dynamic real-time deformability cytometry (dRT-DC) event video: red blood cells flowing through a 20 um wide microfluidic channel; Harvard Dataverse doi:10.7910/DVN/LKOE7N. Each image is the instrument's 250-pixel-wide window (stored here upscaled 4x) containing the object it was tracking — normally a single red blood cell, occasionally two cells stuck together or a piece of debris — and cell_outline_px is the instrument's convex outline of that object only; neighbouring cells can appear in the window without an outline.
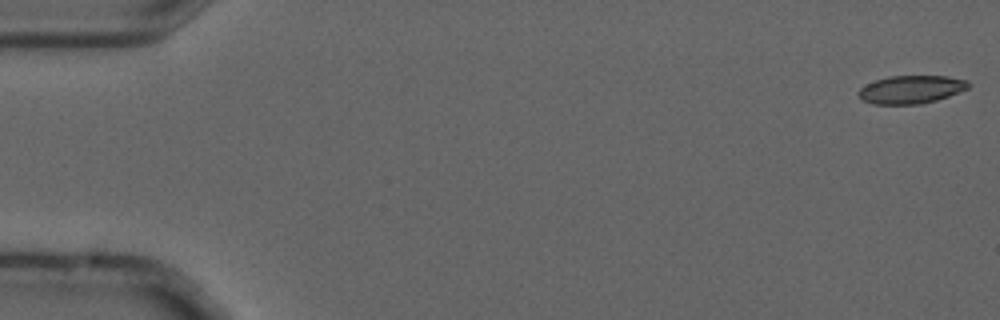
{"species": "common noctule bat (a hibernating species)", "species_latin": "Nyctalus noctula", "temperature_condition": "cold", "stored_images_in_passage": 5, "camera_frame_rate_fps": 3000, "um_per_image_px": 0.085, "animal": {"sex": "male", "forearm_length_mm": 52.5}, "frame": {"image": 1, "passage_image": 1, "time_ms": 0.0, "image_size_px": [1000, 320], "cell_outline_px": [[972, 84], [968, 88], [948, 96], [936, 100], [920, 104], [872, 104], [864, 100], [856, 92], [860, 88], [876, 80], [888, 76], [948, 76], [968, 80]], "centroid_in_image_um": [77.47, 7.6], "position_along_channel_um": 7.5, "area_um2": 17.92}}